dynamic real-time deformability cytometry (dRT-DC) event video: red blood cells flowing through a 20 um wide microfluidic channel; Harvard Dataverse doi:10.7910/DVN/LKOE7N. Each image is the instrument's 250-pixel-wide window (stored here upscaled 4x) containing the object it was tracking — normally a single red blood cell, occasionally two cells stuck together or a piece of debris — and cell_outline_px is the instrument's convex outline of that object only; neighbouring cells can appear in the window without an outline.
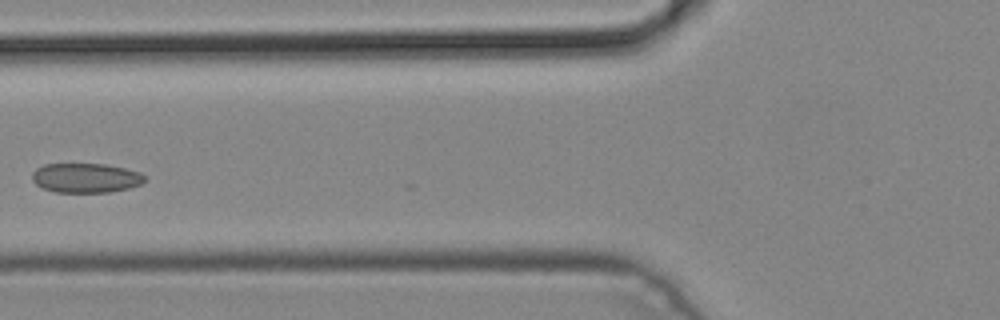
{"species": "common noctule bat (a hibernating species)", "species_latin": "Nyctalus noctula", "temperature_condition": "cold", "stored_images_in_passage": 5, "camera_frame_rate_fps": 3000, "um_per_image_px": 0.085, "animal": {"sex": "male", "body_mass_g": 19.2, "forearm_length_mm": 51.8}, "frame": {"image": 1, "passage_image": 4, "time_ms": 1.0, "image_size_px": [1000, 320], "cell_outline_px": [[148, 180], [140, 184], [128, 188], [108, 192], [56, 192], [44, 188], [36, 184], [32, 180], [32, 172], [36, 168], [44, 164], [104, 164], [124, 168], [140, 172]], "centroid_in_image_um": [7.29, 15.12], "position_along_channel_um": 118.5, "area_um2": 19.31}}
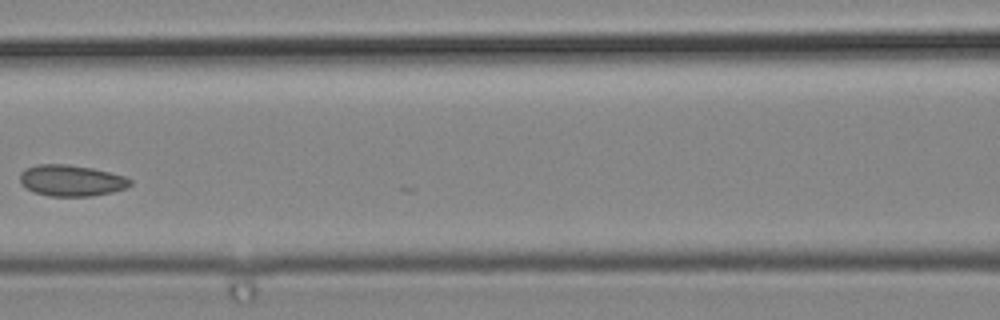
{"frame": {"image": 2, "passage_image": 5, "time_ms": 1.333, "image_size_px": [1000, 320], "cell_outline_px": [[132, 184], [124, 188], [112, 192], [92, 196], [48, 196], [36, 192], [20, 184], [20, 172], [24, 168], [36, 164], [68, 164], [92, 168], [124, 176], [132, 180]], "centroid_in_image_um": [6.03, 15.33], "position_along_channel_um": 160.6, "area_um2": 20.06}}